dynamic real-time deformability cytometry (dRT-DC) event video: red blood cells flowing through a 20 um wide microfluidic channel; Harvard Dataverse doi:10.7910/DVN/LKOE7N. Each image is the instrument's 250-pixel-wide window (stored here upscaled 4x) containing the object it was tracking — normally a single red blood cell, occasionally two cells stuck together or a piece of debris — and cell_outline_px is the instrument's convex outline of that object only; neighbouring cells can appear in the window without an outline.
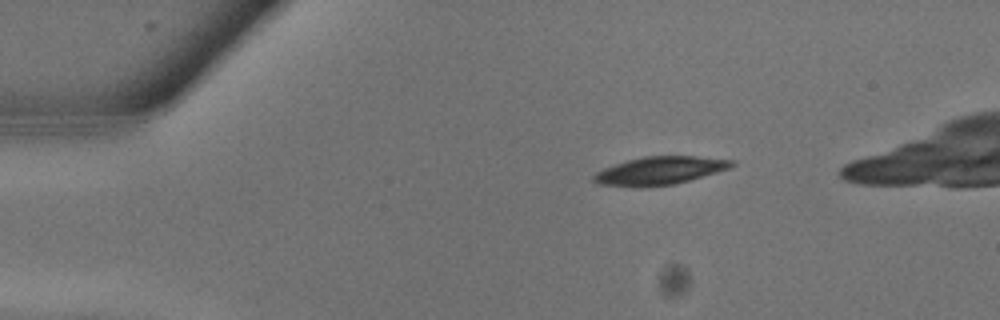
{"species": "common noctule bat (a hibernating species)", "species_latin": "Nyctalus noctula", "temperature_condition": "warm", "stored_images_in_passage": 6, "camera_frame_rate_fps": 3000, "um_per_image_px": 0.085, "animal": {"sex": "male", "body_mass_g": 13.3}, "frame": {"image": 1, "passage_image": 1, "time_ms": 0.0, "image_size_px": [1000, 320], "cell_outline_px": [[736, 164], [728, 168], [716, 172], [688, 180], [672, 184], [596, 184], [592, 180], [592, 176], [596, 172], [604, 168], [628, 160], [644, 156], [696, 156], [736, 160]], "centroid_in_image_um": [56.14, 14.45], "position_along_channel_um": 28.9, "area_um2": 21.44}}
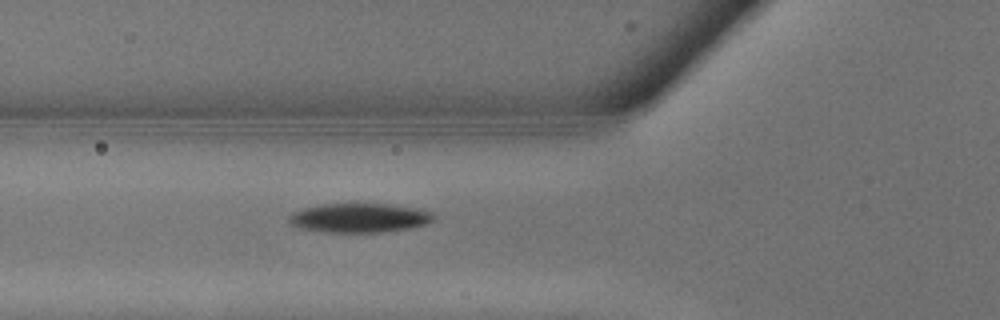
{"frame": {"image": 2, "passage_image": 6, "time_ms": 1.667, "image_size_px": [1000, 320], "cell_outline_px": [[436, 220], [428, 224], [408, 228], [380, 232], [324, 232], [300, 228], [292, 224], [288, 220], [288, 216], [292, 212], [304, 208], [324, 204], [396, 204], [420, 208], [432, 212], [436, 216]], "centroid_in_image_um": [30.62, 18.51], "position_along_channel_um": 95.2, "area_um2": 24.85}}